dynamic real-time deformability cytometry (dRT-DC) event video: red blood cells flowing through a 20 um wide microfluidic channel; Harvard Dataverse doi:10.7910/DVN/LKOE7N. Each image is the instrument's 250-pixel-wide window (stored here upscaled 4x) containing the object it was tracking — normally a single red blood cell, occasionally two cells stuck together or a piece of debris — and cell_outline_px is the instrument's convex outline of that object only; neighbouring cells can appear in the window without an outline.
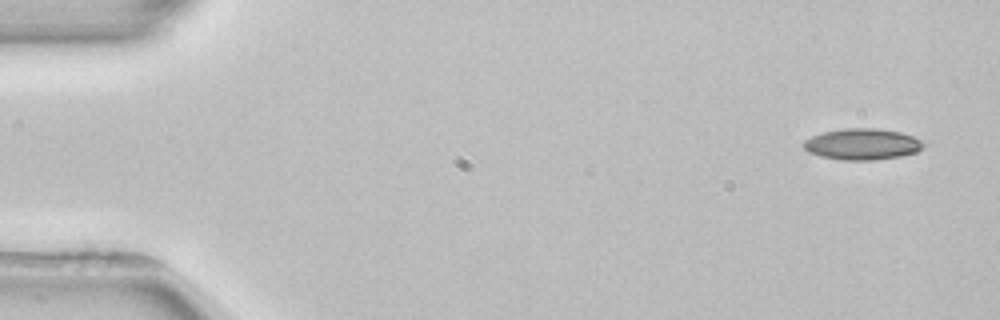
{"species": "common noctule bat (a hibernating species)", "species_latin": "Nyctalus noctula", "temperature_condition": "room temperature", "stored_images_in_passage": 4, "camera_frame_rate_fps": 3000, "um_per_image_px": 0.085, "animal": {"sex": "female", "body_mass_g": 22.7, "forearm_length_mm": 54.2}, "frame": {"image": 1, "passage_image": 1, "time_ms": 0.0, "image_size_px": [1000, 320], "cell_outline_px": [[924, 144], [916, 152], [900, 156], [876, 160], [840, 160], [820, 156], [808, 152], [800, 144], [804, 140], [812, 136], [824, 132], [844, 128], [876, 128], [900, 132], [912, 136], [920, 140]], "centroid_in_image_um": [73.24, 12.26], "position_along_channel_um": 11.8, "area_um2": 21.79}}
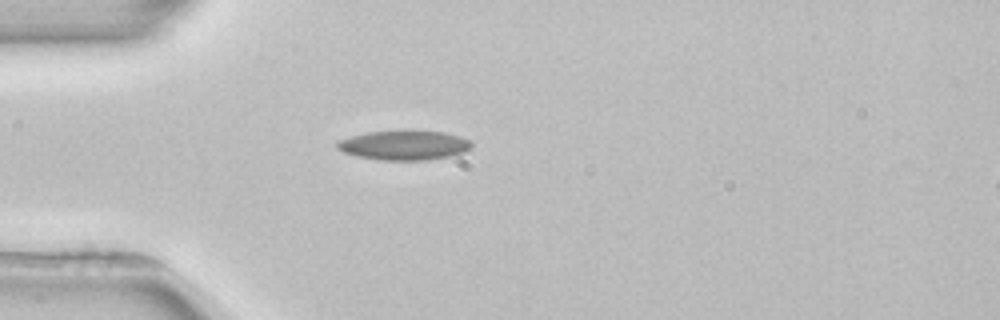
{"frame": {"image": 2, "passage_image": 4, "time_ms": 4.0, "image_size_px": [1000, 320], "cell_outline_px": [[472, 148], [464, 152], [448, 156], [428, 160], [380, 160], [356, 156], [344, 152], [336, 148], [336, 144], [340, 140], [352, 136], [368, 132], [404, 128], [412, 128], [444, 132], [460, 136], [468, 140], [472, 144]], "centroid_in_image_um": [34.36, 12.3], "position_along_channel_um": 50.6, "area_um2": 23.81}}